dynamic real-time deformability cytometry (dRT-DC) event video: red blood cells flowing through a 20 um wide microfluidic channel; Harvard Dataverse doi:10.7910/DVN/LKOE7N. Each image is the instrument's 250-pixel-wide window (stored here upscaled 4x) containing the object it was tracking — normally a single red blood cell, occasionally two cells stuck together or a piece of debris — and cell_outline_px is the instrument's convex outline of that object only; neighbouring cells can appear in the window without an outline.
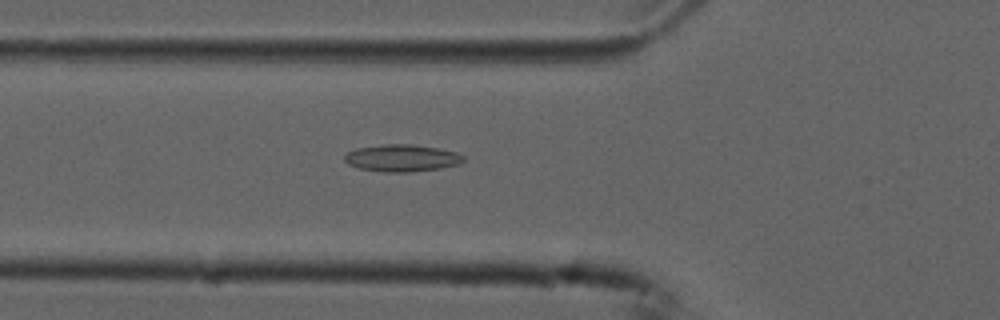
{"species": "common noctule bat (a hibernating species)", "species_latin": "Nyctalus noctula", "temperature_condition": "cold", "stored_images_in_passage": 54, "camera_frame_rate_fps": 3000, "um_per_image_px": 0.085, "animal": {"sex": "male", "forearm_length_mm": 52.5}, "frame": {"image": 1, "passage_image": 19, "time_ms": 6.0, "image_size_px": [1000, 320], "cell_outline_px": [[464, 160], [460, 164], [440, 168], [412, 172], [384, 172], [360, 168], [348, 164], [344, 160], [344, 156], [348, 152], [356, 148], [384, 144], [412, 144], [436, 148], [456, 152], [464, 156]], "centroid_in_image_um": [34.16, 13.43], "position_along_channel_um": 91.6, "area_um2": 18.73}}
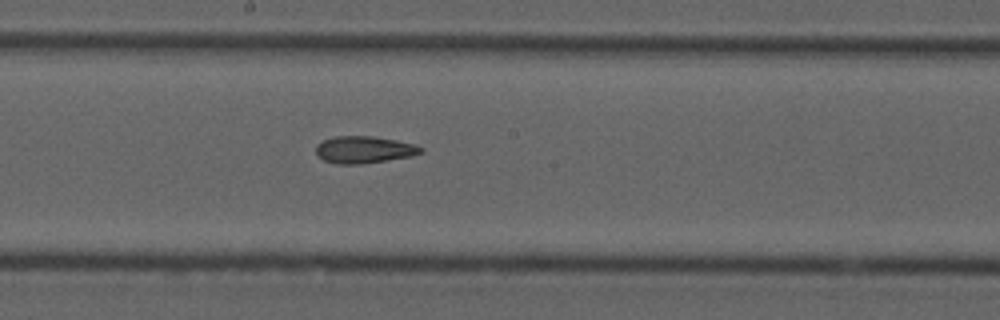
{"frame": {"image": 2, "passage_image": 29, "time_ms": 9.333, "image_size_px": [1000, 320], "cell_outline_px": [[424, 152], [412, 156], [388, 160], [360, 164], [336, 164], [324, 160], [316, 156], [316, 144], [324, 140], [336, 136], [372, 136], [396, 140], [416, 144], [424, 148]], "centroid_in_image_um": [30.96, 12.72], "position_along_channel_um": 217.2, "area_um2": 16.7}}
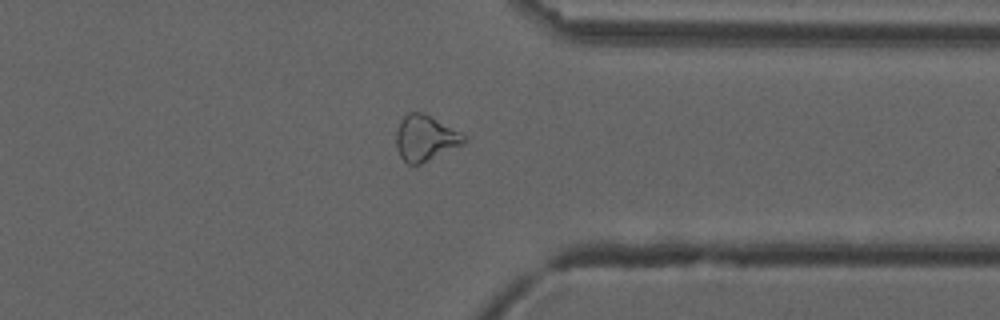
{"frame": {"image": 3, "passage_image": 42, "time_ms": 13.667, "image_size_px": [1000, 320], "cell_outline_px": [[468, 140], [464, 144], [420, 164], [408, 164], [400, 156], [396, 148], [396, 132], [400, 120], [408, 112], [424, 112], [460, 132]], "centroid_in_image_um": [36.14, 11.73], "position_along_channel_um": 375.3, "area_um2": 18.03}, "authors_computed_cell_mechanics": {"area_um2": 18.496, "velocity_mm_per_s": 3.7451, "shape_relaxation_time_tau1_ms": null, "shape_relaxation_time_tau2_ms": 10.399, "deformation_change_tau1": null, "deformation_change_tau2": 0.213}}